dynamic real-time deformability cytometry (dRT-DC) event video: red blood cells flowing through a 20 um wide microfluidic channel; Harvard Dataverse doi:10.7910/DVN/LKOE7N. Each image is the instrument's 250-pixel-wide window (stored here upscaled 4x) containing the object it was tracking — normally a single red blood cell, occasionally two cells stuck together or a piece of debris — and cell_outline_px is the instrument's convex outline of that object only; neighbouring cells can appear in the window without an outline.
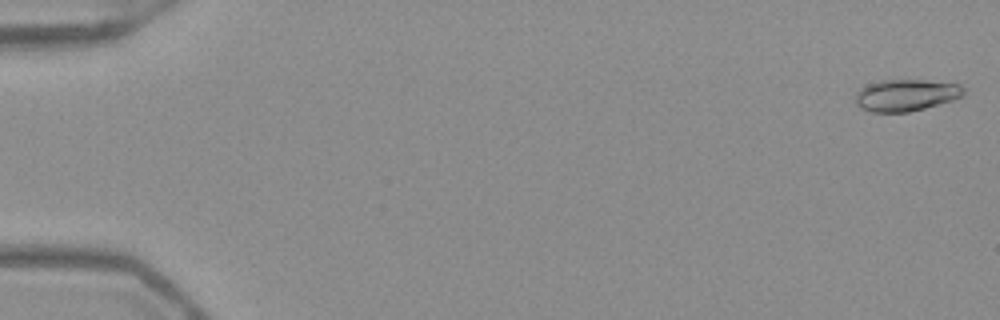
{"species": "Egyptian fruit bat (a non-hibernating species)", "species_latin": "Rousettus aegyptiacus", "temperature_condition": "warm", "stored_images_in_passage": 52, "camera_frame_rate_fps": 3000, "um_per_image_px": 0.085, "frame": {"image": 1, "passage_image": 1, "time_ms": 0.0, "image_size_px": [1000, 320], "cell_outline_px": [[964, 96], [952, 100], [924, 108], [908, 112], [872, 112], [860, 108], [856, 104], [856, 92], [860, 88], [868, 84], [880, 80], [924, 80], [960, 84], [964, 88]], "centroid_in_image_um": [77.0, 8.08], "position_along_channel_um": 8.0, "area_um2": 20.06}}
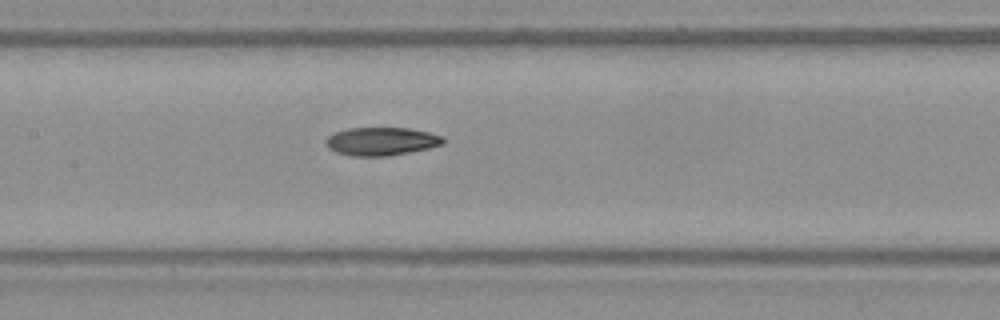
{"frame": {"image": 2, "passage_image": 26, "time_ms": 8.333, "image_size_px": [1000, 320], "cell_outline_px": [[444, 144], [428, 148], [388, 156], [352, 156], [336, 152], [328, 148], [324, 140], [328, 136], [336, 132], [348, 128], [408, 128], [428, 132], [444, 136]], "centroid_in_image_um": [32.41, 12.01], "position_along_channel_um": 175.0, "area_um2": 19.25}}
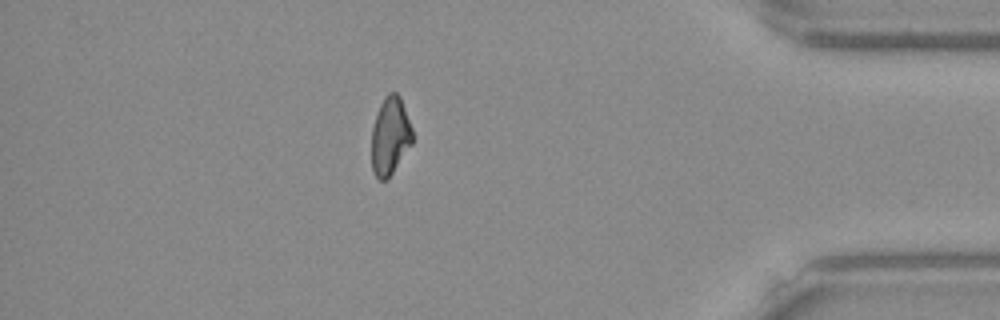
{"frame": {"image": 3, "passage_image": 46, "time_ms": 15.0, "image_size_px": [1000, 320], "cell_outline_px": [[412, 144], [388, 180], [380, 180], [376, 176], [372, 168], [372, 128], [376, 112], [384, 96], [388, 92], [396, 92], [400, 96], [412, 128]], "centroid_in_image_um": [33.16, 11.55], "position_along_channel_um": 402.0, "area_um2": 18.67}, "authors_computed_cell_mechanics": {"area_um2": 19.3052, "velocity_mm_per_s": 3.9494, "shape_relaxation_time_tau1_ms": 7.0834, "shape_relaxation_time_tau2_ms": 4.484, "deformation_change_tau1": 0.2101, "deformation_change_tau2": 0.1104}}